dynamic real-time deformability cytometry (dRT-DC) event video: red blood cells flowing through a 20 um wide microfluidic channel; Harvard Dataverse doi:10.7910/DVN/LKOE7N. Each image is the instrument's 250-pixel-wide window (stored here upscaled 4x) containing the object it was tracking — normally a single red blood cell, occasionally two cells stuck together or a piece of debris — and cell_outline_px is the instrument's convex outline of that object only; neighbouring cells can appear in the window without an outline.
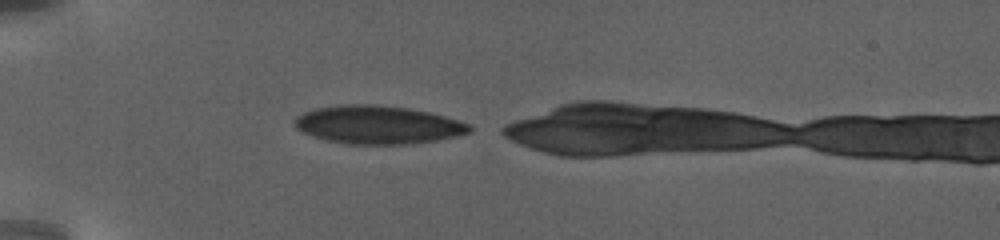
{"species": "human", "species_latin": "Homo sapiens", "temperature_condition": "warm", "stored_images_in_passage": 52, "camera_frame_rate_fps": 3000, "um_per_image_px": 0.085, "donor": {"sex": "female"}, "frame": {"image": 1, "passage_image": 1, "time_ms": 0.0, "image_size_px": [1000, 240], "cell_outline_px": [[472, 132], [456, 136], [436, 140], [404, 144], [348, 144], [328, 140], [304, 132], [296, 128], [292, 124], [292, 120], [296, 116], [304, 112], [316, 108], [340, 104], [376, 104], [408, 108], [428, 112], [444, 116], [472, 124]], "centroid_in_image_um": [32.12, 10.59], "position_along_channel_um": 52.9, "area_um2": 38.96}}
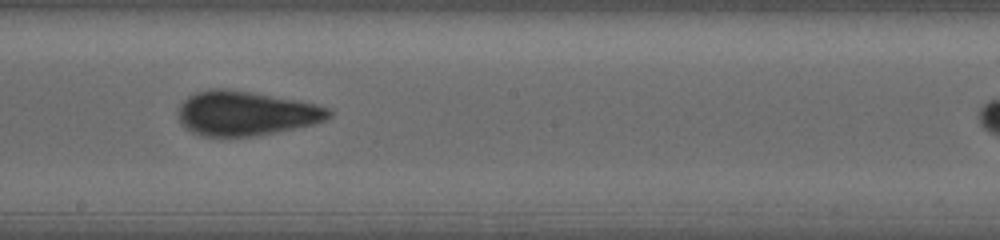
{"frame": {"image": 2, "passage_image": 17, "time_ms": 7.0, "image_size_px": [1000, 240], "cell_outline_px": [[332, 116], [324, 120], [312, 124], [252, 136], [200, 136], [184, 128], [180, 124], [180, 104], [188, 96], [196, 92], [212, 88], [224, 88], [292, 100], [312, 104], [328, 108], [332, 112]], "centroid_in_image_um": [20.82, 9.64], "position_along_channel_um": 227.4, "area_um2": 38.15}}
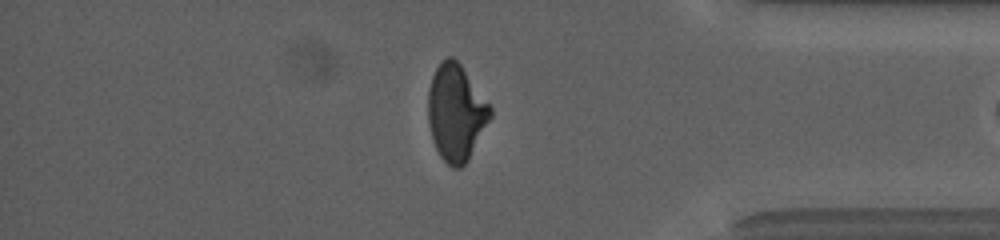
{"frame": {"image": 3, "passage_image": 50, "time_ms": 13.667, "image_size_px": [1000, 240], "cell_outline_px": [[492, 116], [468, 160], [460, 168], [452, 168], [440, 156], [432, 140], [428, 124], [428, 88], [432, 76], [436, 68], [448, 56], [452, 56], [460, 64], [492, 108]], "centroid_in_image_um": [38.75, 9.59], "position_along_channel_um": 396.5, "area_um2": 34.74}}